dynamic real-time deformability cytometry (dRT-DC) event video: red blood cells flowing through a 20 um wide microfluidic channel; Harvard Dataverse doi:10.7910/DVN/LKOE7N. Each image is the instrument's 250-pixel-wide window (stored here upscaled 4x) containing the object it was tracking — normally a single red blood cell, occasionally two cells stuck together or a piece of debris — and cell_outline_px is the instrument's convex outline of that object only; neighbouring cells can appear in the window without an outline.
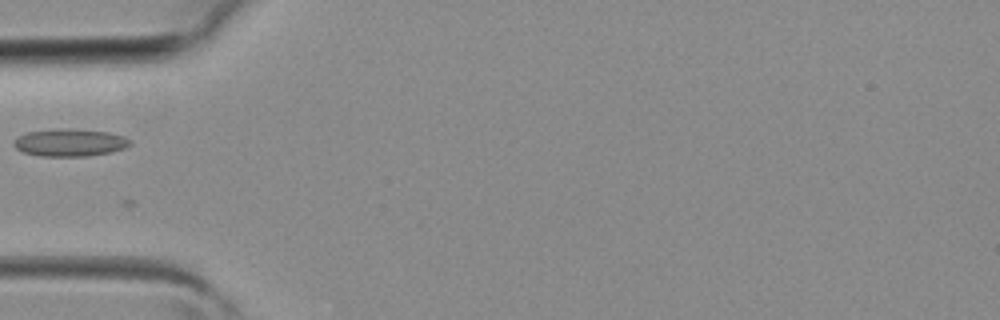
{"species": "common noctule bat (a hibernating species)", "species_latin": "Nyctalus noctula", "temperature_condition": "room temperature", "stored_images_in_passage": 3, "camera_frame_rate_fps": 3000, "um_per_image_px": 0.085, "animal": {"sex": "female", "body_mass_g": 19.3, "forearm_length_mm": 54.1}, "frame": {"image": 1, "passage_image": 3, "time_ms": 0.667, "image_size_px": [1000, 320], "cell_outline_px": [[132, 144], [124, 148], [112, 152], [88, 156], [40, 156], [24, 152], [16, 148], [12, 144], [20, 136], [28, 132], [60, 128], [68, 128], [108, 132], [124, 136], [132, 140]], "centroid_in_image_um": [5.99, 12.12], "position_along_channel_um": 79.0, "area_um2": 18.61}}